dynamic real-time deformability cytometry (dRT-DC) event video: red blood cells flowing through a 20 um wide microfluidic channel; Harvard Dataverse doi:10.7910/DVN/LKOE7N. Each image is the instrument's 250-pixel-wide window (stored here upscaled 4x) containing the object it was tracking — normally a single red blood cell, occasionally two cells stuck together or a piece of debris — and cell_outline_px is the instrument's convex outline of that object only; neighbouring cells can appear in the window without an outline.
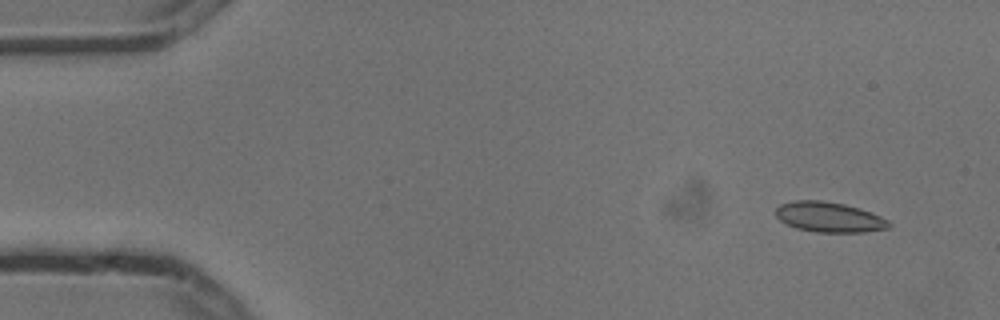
{"species": "common noctule bat (a hibernating species)", "species_latin": "Nyctalus noctula", "temperature_condition": "cold", "stored_images_in_passage": 3, "camera_frame_rate_fps": 3000, "um_per_image_px": 0.085, "animal": {"sex": "male", "body_mass_g": 13.3}, "frame": {"image": 1, "passage_image": 3, "time_ms": 0.667, "image_size_px": [1000, 320], "cell_outline_px": [[892, 224], [888, 228], [864, 232], [816, 232], [796, 228], [780, 220], [776, 216], [776, 208], [780, 204], [792, 200], [820, 200], [844, 204], [872, 212], [888, 220]], "centroid_in_image_um": [70.48, 18.45], "position_along_channel_um": 14.5, "area_um2": 19.88}}